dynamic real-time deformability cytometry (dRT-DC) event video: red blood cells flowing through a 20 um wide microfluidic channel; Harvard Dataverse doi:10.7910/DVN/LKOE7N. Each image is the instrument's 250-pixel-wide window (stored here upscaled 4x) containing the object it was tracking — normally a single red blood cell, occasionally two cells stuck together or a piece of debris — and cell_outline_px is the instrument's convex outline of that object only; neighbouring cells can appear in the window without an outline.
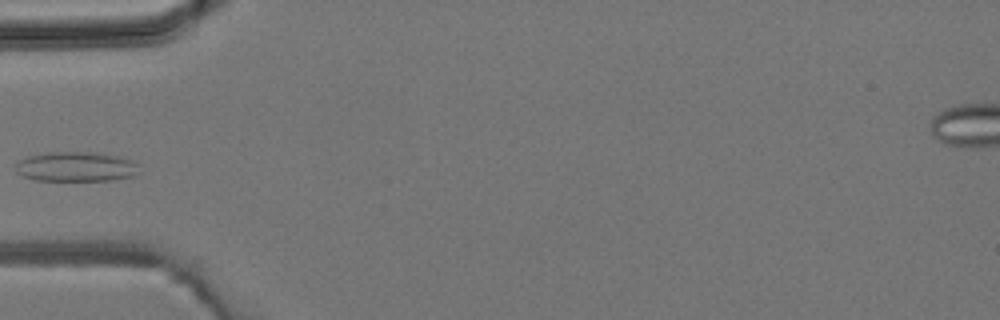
{"species": "common noctule bat (a hibernating species)", "species_latin": "Nyctalus noctula", "temperature_condition": "room temperature", "stored_images_in_passage": 3, "camera_frame_rate_fps": 3000, "um_per_image_px": 0.085, "animal": {"sex": "male", "body_mass_g": 19.2, "forearm_length_mm": 51.8}, "frame": {"image": 1, "passage_image": 3, "time_ms": 2.333, "image_size_px": [1000, 320], "cell_outline_px": [[140, 172], [136, 176], [112, 180], [36, 180], [24, 176], [16, 172], [16, 160], [28, 156], [48, 152], [92, 152], [120, 156], [132, 160], [136, 164]], "centroid_in_image_um": [6.47, 14.16], "position_along_channel_um": 78.5, "area_um2": 21.56}}